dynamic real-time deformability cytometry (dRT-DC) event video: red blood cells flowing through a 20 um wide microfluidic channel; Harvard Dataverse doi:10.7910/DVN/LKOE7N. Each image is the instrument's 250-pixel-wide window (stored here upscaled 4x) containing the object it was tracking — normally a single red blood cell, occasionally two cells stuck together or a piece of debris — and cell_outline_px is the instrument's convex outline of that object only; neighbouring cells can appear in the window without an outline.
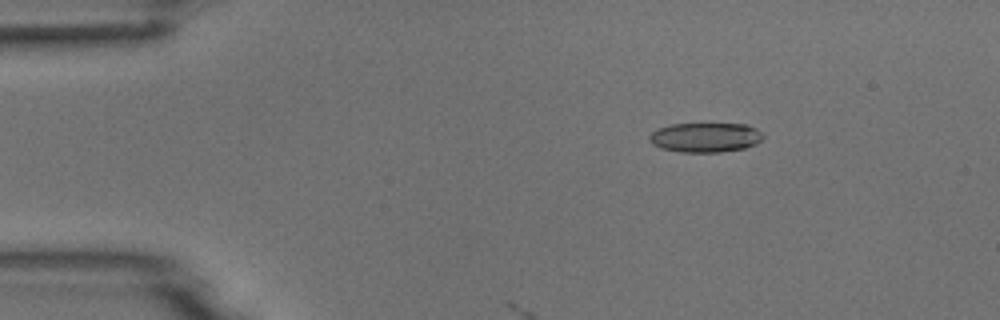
{"species": "common noctule bat (a hibernating species)", "species_latin": "Nyctalus noctula", "temperature_condition": "room temperature", "stored_images_in_passage": 12, "camera_frame_rate_fps": 3000, "um_per_image_px": 0.085, "animal": {"sex": "male", "body_mass_g": 18.8}, "frame": {"image": 1, "passage_image": 8, "time_ms": 2.333, "image_size_px": [1000, 320], "cell_outline_px": [[764, 136], [756, 144], [744, 148], [720, 152], [680, 152], [660, 148], [652, 144], [648, 140], [648, 136], [656, 128], [672, 124], [748, 124], [764, 132]], "centroid_in_image_um": [59.95, 11.67], "position_along_channel_um": 25.1, "area_um2": 19.83}}